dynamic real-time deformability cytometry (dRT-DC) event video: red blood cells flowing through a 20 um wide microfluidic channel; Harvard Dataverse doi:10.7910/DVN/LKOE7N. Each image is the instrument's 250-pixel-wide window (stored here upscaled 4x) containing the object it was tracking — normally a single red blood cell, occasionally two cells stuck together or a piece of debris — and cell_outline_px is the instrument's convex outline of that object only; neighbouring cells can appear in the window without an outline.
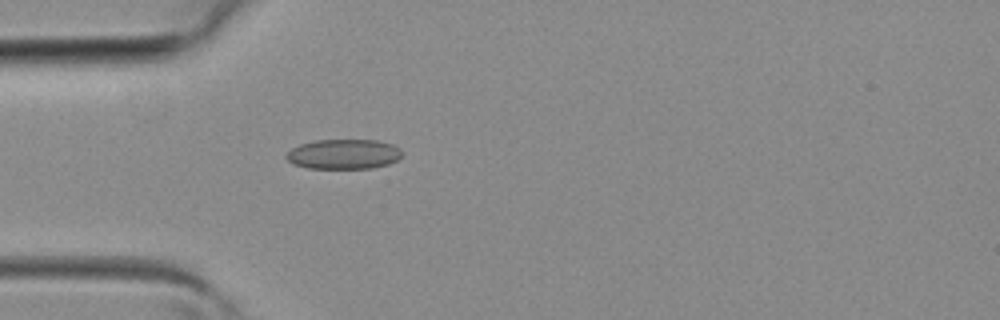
{"species": "common noctule bat (a hibernating species)", "species_latin": "Nyctalus noctula", "temperature_condition": "room temperature", "stored_images_in_passage": 38, "camera_frame_rate_fps": 3000, "um_per_image_px": 0.085, "animal": {"sex": "female", "body_mass_g": 19.3, "forearm_length_mm": 54.1}, "frame": {"image": 1, "passage_image": 10, "time_ms": 3.0, "image_size_px": [1000, 320], "cell_outline_px": [[404, 152], [396, 160], [388, 164], [372, 168], [308, 168], [292, 164], [284, 156], [292, 148], [300, 144], [316, 140], [376, 140], [392, 144], [400, 148]], "centroid_in_image_um": [29.21, 13.1], "position_along_channel_um": 55.8, "area_um2": 20.17}}
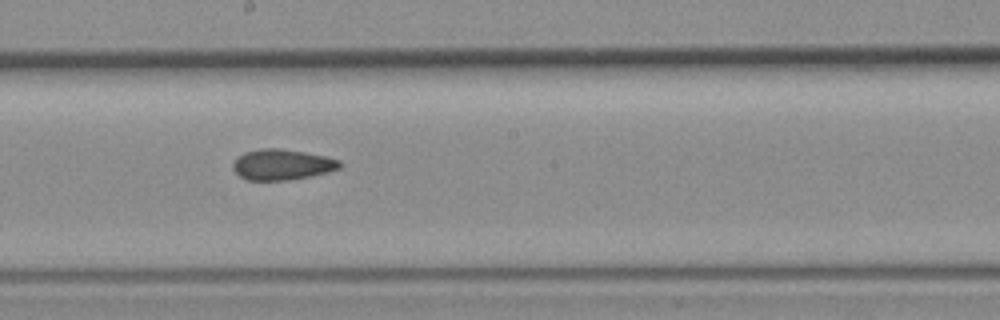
{"frame": {"image": 2, "passage_image": 20, "time_ms": 6.333, "image_size_px": [1000, 320], "cell_outline_px": [[344, 164], [340, 168], [328, 172], [288, 180], [248, 180], [240, 176], [232, 168], [232, 164], [244, 152], [260, 148], [280, 148], [304, 152], [324, 156], [340, 160]], "centroid_in_image_um": [23.99, 13.98], "position_along_channel_um": 224.2, "area_um2": 19.02}}
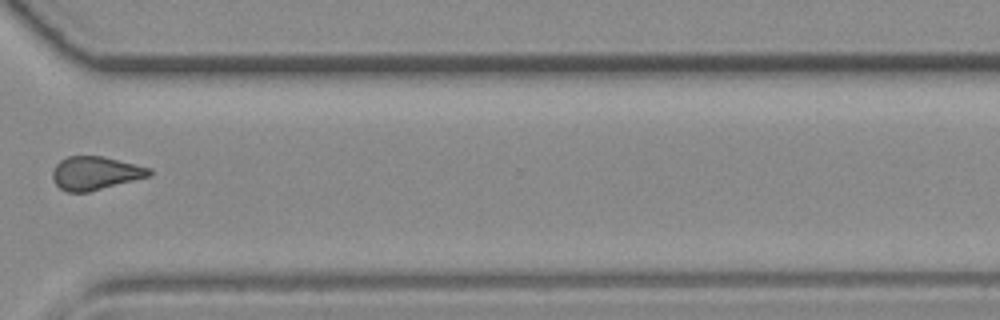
{"frame": {"image": 3, "passage_image": 28, "time_ms": 9.0, "image_size_px": [1000, 320], "cell_outline_px": [[152, 176], [88, 192], [68, 192], [60, 188], [52, 180], [52, 172], [56, 164], [60, 160], [68, 156], [104, 156], [152, 168]], "centroid_in_image_um": [8.13, 14.71], "position_along_channel_um": 362.5, "area_um2": 19.02}}